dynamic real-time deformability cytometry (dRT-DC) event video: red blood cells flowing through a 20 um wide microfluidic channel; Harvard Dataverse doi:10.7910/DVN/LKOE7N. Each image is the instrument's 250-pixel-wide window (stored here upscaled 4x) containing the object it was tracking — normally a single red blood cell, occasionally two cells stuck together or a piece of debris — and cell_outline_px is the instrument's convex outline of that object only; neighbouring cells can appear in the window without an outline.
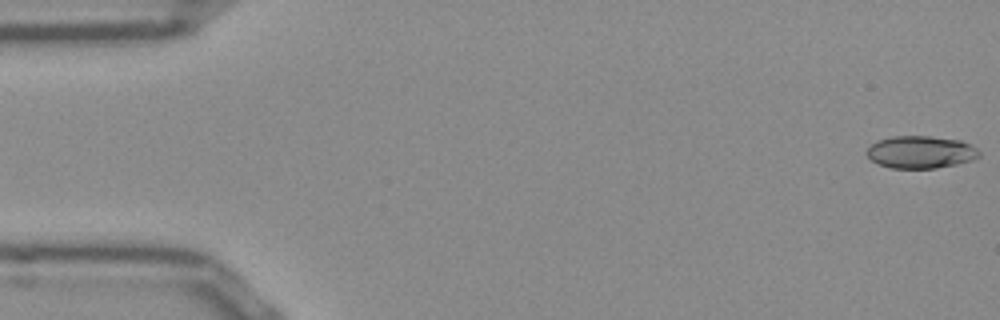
{"species": "Egyptian fruit bat (a non-hibernating species)", "species_latin": "Rousettus aegyptiacus", "temperature_condition": "room temperature", "stored_images_in_passage": 52, "camera_frame_rate_fps": 3000, "um_per_image_px": 0.085, "frame": {"image": 1, "passage_image": 1, "time_ms": 0.0, "image_size_px": [1000, 320], "cell_outline_px": [[980, 156], [972, 160], [956, 164], [936, 168], [892, 168], [880, 164], [872, 160], [864, 152], [876, 140], [892, 136], [928, 136], [960, 140], [972, 144], [980, 152]], "centroid_in_image_um": [78.26, 12.92], "position_along_channel_um": 6.7, "area_um2": 21.27}}
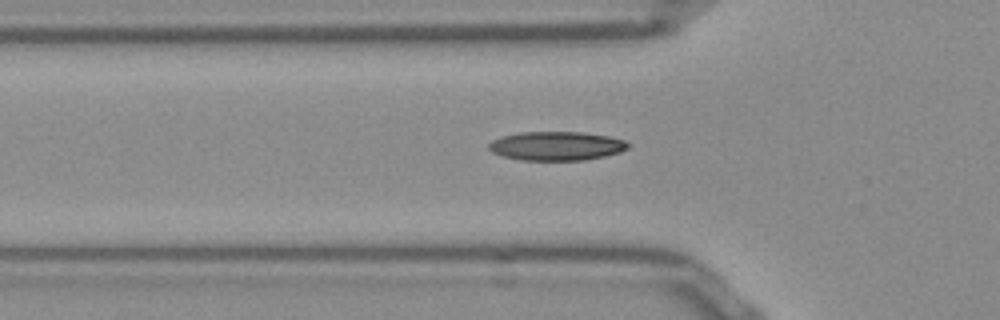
{"frame": {"image": 2, "passage_image": 17, "time_ms": 5.333, "image_size_px": [1000, 320], "cell_outline_px": [[632, 144], [628, 148], [620, 152], [604, 156], [584, 160], [520, 160], [500, 156], [492, 152], [488, 148], [488, 144], [492, 140], [504, 136], [520, 132], [584, 132], [608, 136], [624, 140]], "centroid_in_image_um": [47.3, 12.41], "position_along_channel_um": 78.5, "area_um2": 23.58}}
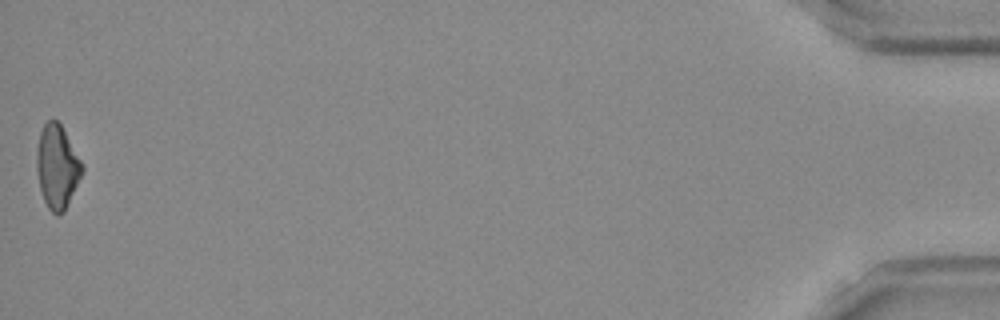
{"frame": {"image": 3, "passage_image": 52, "time_ms": 17.0, "image_size_px": [1000, 320], "cell_outline_px": [[84, 172], [64, 212], [52, 212], [48, 208], [44, 200], [40, 188], [36, 168], [36, 148], [40, 132], [44, 124], [48, 120], [56, 120], [60, 124], [84, 164]], "centroid_in_image_um": [4.87, 14.15], "position_along_channel_um": 430.3, "area_um2": 22.14}, "authors_computed_cell_mechanics": {"area_um2": 22.0507, "velocity_mm_per_s": 3.8851, "shape_relaxation_time_tau1_ms": null, "shape_relaxation_time_tau2_ms": 3.0596, "deformation_change_tau1": null, "deformation_change_tau2": 0.0995}}